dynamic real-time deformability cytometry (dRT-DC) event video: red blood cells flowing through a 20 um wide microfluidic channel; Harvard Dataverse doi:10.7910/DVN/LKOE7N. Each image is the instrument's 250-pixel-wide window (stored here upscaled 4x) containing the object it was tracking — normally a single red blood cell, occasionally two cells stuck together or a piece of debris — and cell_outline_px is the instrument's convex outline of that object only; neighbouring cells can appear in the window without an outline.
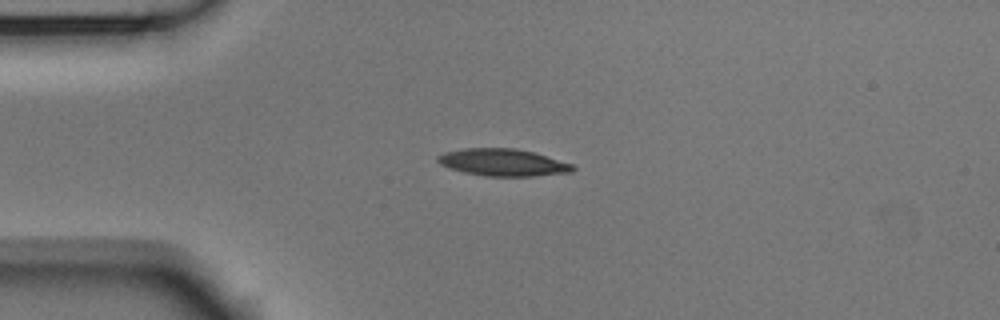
{"species": "Egyptian fruit bat (a non-hibernating species)", "species_latin": "Rousettus aegyptiacus", "temperature_condition": "room temperature", "stored_images_in_passage": 6, "camera_frame_rate_fps": 3000, "um_per_image_px": 0.085, "animal": {"sex": "male"}, "frame": {"image": 1, "passage_image": 2, "time_ms": 0.333, "image_size_px": [1000, 320], "cell_outline_px": [[576, 168], [572, 172], [532, 176], [488, 176], [464, 172], [448, 168], [440, 164], [436, 160], [436, 156], [444, 152], [464, 148], [516, 148], [532, 152], [572, 164]], "centroid_in_image_um": [42.7, 13.8], "position_along_channel_um": 42.3, "area_um2": 21.27}}
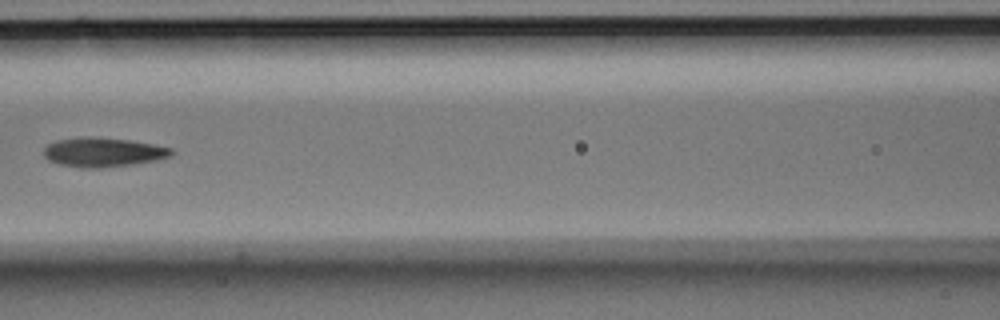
{"frame": {"image": 2, "passage_image": 5, "time_ms": 1.333, "image_size_px": [1000, 320], "cell_outline_px": [[176, 152], [172, 156], [156, 160], [132, 164], [100, 168], [80, 168], [60, 164], [48, 160], [44, 156], [44, 148], [48, 144], [56, 140], [84, 136], [96, 136], [128, 140], [152, 144], [172, 148]], "centroid_in_image_um": [8.76, 12.93], "position_along_channel_um": 157.8, "area_um2": 21.96}}
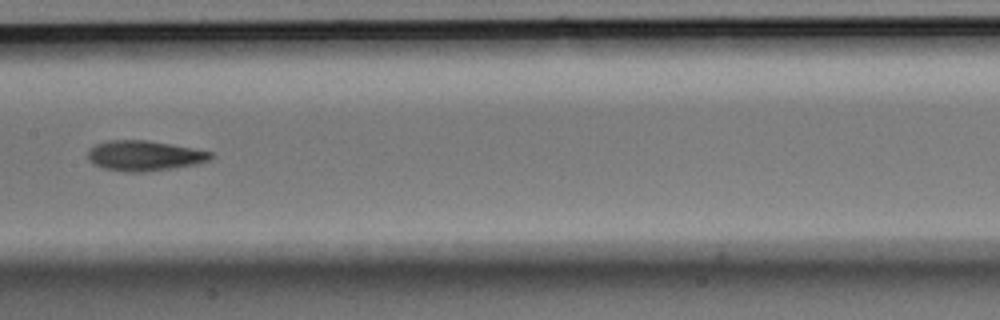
{"frame": {"image": 3, "passage_image": 6, "time_ms": 1.667, "image_size_px": [1000, 320], "cell_outline_px": [[212, 156], [208, 160], [196, 164], [172, 168], [144, 172], [128, 172], [104, 168], [92, 164], [88, 160], [88, 152], [96, 144], [108, 140], [148, 140], [172, 144], [212, 152]], "centroid_in_image_um": [12.25, 13.23], "position_along_channel_um": 195.2, "area_um2": 21.5}}